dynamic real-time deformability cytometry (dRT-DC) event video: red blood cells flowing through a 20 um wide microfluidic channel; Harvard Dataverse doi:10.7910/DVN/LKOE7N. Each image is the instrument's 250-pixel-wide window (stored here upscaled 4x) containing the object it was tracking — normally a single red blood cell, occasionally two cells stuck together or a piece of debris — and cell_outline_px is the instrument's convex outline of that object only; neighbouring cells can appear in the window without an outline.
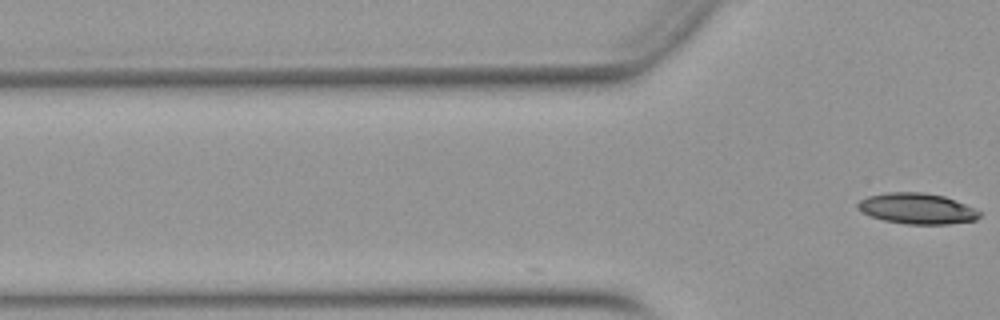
{"species": "Egyptian fruit bat (a non-hibernating species)", "species_latin": "Rousettus aegyptiacus", "temperature_condition": "warm", "stored_images_in_passage": 13, "camera_frame_rate_fps": 3000, "um_per_image_px": 0.085, "animal": {"sex": "female"}, "frame": {"image": 1, "passage_image": 13, "time_ms": 4.0, "image_size_px": [1000, 320], "cell_outline_px": [[984, 212], [976, 220], [948, 224], [908, 224], [884, 220], [872, 216], [856, 208], [856, 204], [860, 200], [868, 196], [888, 192], [924, 192], [944, 196], [976, 208]], "centroid_in_image_um": [77.99, 17.72], "position_along_channel_um": 47.8, "area_um2": 21.91}}